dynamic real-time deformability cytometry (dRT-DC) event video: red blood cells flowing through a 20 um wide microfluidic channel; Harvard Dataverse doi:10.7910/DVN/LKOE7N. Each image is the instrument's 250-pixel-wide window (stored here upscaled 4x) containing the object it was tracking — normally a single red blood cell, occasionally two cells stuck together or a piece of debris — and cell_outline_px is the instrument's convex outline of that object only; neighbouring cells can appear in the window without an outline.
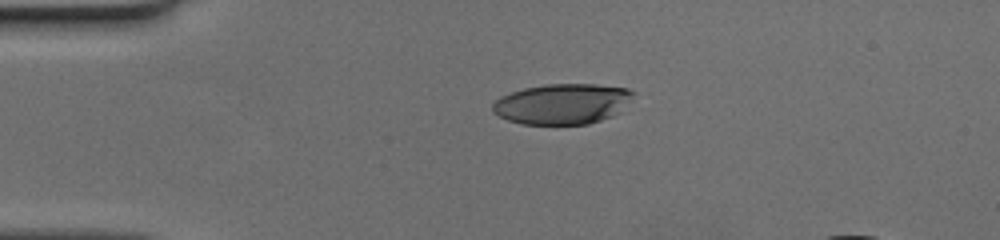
{"species": "human", "species_latin": "Homo sapiens", "temperature_condition": "cold", "stored_images_in_passage": 38, "camera_frame_rate_fps": 3000, "um_per_image_px": 0.085, "donor": {"sex": "female"}, "frame": {"image": 1, "passage_image": 1, "time_ms": 0.0, "image_size_px": [1000, 240], "cell_outline_px": [[636, 92], [620, 112], [612, 116], [588, 124], [520, 124], [508, 120], [492, 112], [492, 104], [500, 96], [524, 88], [548, 84], [596, 84], [628, 88]], "centroid_in_image_um": [47.8, 8.83], "position_along_channel_um": 37.2, "area_um2": 33.23}}
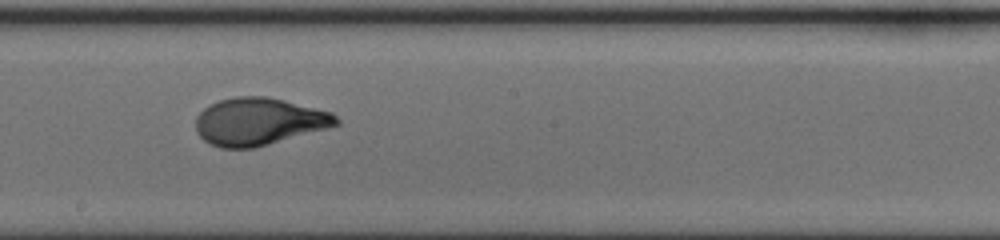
{"frame": {"image": 2, "passage_image": 18, "time_ms": 5.667, "image_size_px": [1000, 240], "cell_outline_px": [[340, 124], [328, 128], [256, 148], [220, 148], [204, 140], [196, 132], [196, 116], [208, 104], [220, 100], [236, 96], [268, 96], [332, 112], [340, 120]], "centroid_in_image_um": [22.0, 10.33], "position_along_channel_um": 226.2, "area_um2": 39.02}}
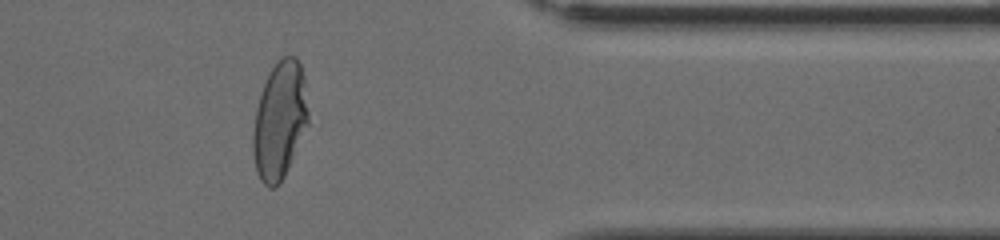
{"frame": {"image": 3, "passage_image": 31, "time_ms": 10.0, "image_size_px": [1000, 240], "cell_outline_px": [[308, 124], [284, 176], [276, 188], [268, 188], [260, 180], [256, 172], [252, 152], [252, 136], [256, 108], [260, 92], [272, 68], [284, 56], [296, 56], [300, 64], [304, 76], [308, 112]], "centroid_in_image_um": [23.75, 10.27], "position_along_channel_um": 387.6, "area_um2": 37.74}}